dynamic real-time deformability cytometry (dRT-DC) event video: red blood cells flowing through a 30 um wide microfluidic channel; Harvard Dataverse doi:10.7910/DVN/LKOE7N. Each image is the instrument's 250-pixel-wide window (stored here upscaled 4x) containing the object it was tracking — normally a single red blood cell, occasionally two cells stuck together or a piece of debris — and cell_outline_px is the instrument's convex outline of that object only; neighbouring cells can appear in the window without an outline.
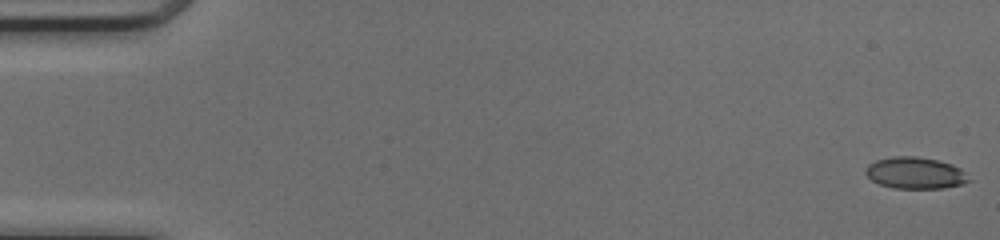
{"species": "common noctule bat (a hibernating species)", "species_latin": "Nyctalus noctula", "temperature_condition": "cold", "stored_images_in_passage": 50, "camera_frame_rate_fps": 3000, "um_per_image_px": 0.085, "animal": {"sex": "female", "body_mass_g": 17.0, "forearm_length_mm": 48.0}, "frame": {"image": 1, "passage_image": 1, "time_ms": 0.0, "image_size_px": [1000, 240], "cell_outline_px": [[972, 180], [964, 184], [944, 188], [892, 188], [880, 184], [872, 180], [864, 172], [864, 168], [868, 164], [876, 160], [892, 156], [916, 156], [936, 160], [952, 164], [960, 168]], "centroid_in_image_um": [77.79, 14.7], "position_along_channel_um": 7.2, "area_um2": 19.13}}
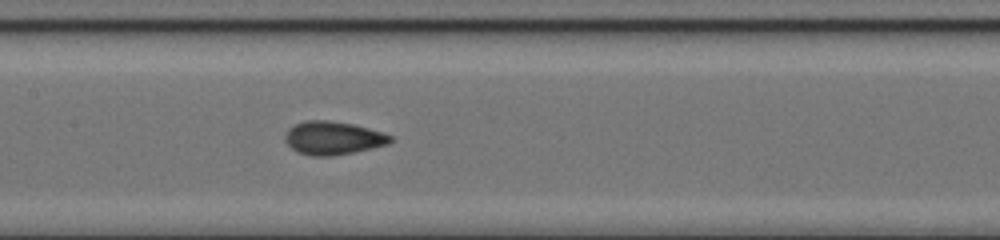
{"frame": {"image": 2, "passage_image": 25, "time_ms": 8.0, "image_size_px": [1000, 240], "cell_outline_px": [[392, 140], [388, 144], [372, 148], [332, 156], [312, 156], [296, 152], [284, 140], [284, 136], [288, 128], [296, 124], [308, 120], [328, 120], [352, 124], [368, 128], [392, 136]], "centroid_in_image_um": [28.27, 11.73], "position_along_channel_um": 179.1, "area_um2": 20.29}}
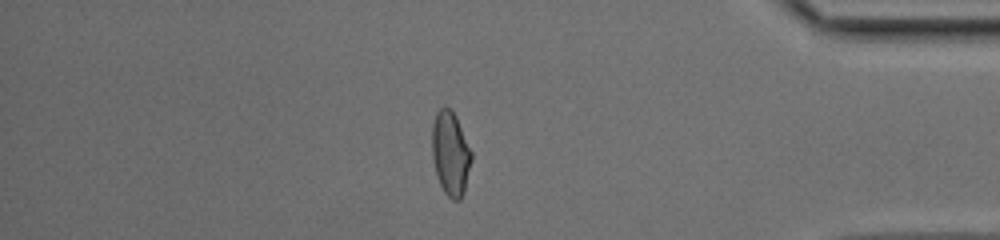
{"frame": {"image": 3, "passage_image": 43, "time_ms": 14.0, "image_size_px": [1000, 240], "cell_outline_px": [[472, 160], [464, 192], [460, 200], [452, 200], [444, 192], [436, 176], [432, 156], [432, 124], [436, 112], [444, 104], [452, 108], [456, 116], [472, 152]], "centroid_in_image_um": [38.29, 13.01], "position_along_channel_um": 396.9, "area_um2": 19.65}, "authors_computed_cell_mechanics": {"area_um2": 19.2763, "velocity_mm_per_s": 4.183, "shape_relaxation_time_tau1_ms": 5.1546, "shape_relaxation_time_tau2_ms": 1.063, "deformation_change_tau1": 0.1612, "deformation_change_tau2": 0.0485}}